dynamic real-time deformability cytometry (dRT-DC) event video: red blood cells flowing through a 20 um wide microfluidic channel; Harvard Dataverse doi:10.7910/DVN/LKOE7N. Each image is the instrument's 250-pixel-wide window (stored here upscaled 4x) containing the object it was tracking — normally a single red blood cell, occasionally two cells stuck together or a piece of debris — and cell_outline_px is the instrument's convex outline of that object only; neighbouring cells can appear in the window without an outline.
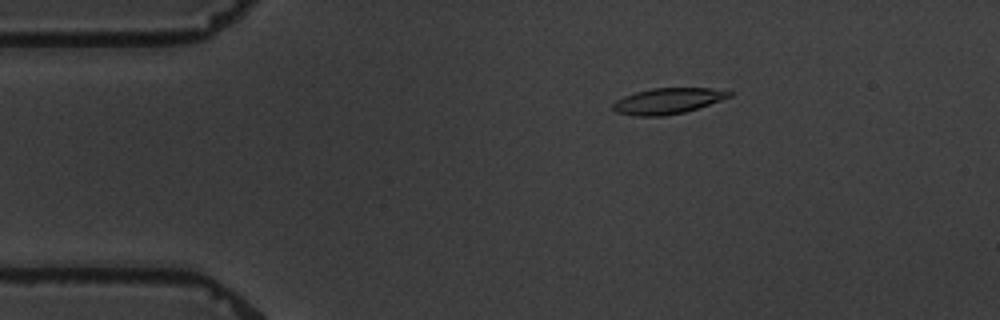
{"species": "common noctule bat (a hibernating species)", "species_latin": "Nyctalus noctula", "temperature_condition": "warm", "stored_images_in_passage": 4, "camera_frame_rate_fps": 3000, "um_per_image_px": 0.085, "animal": {"sex": "male", "body_mass_g": 19.5, "forearm_length_mm": 54.6}, "frame": {"image": 1, "passage_image": 2, "time_ms": 2.667, "image_size_px": [1000, 320], "cell_outline_px": [[732, 96], [684, 112], [664, 116], [636, 116], [616, 112], [612, 108], [612, 104], [616, 100], [624, 96], [636, 92], [652, 88], [712, 88], [732, 92]], "centroid_in_image_um": [56.72, 8.58], "position_along_channel_um": 28.3, "area_um2": 17.34}}